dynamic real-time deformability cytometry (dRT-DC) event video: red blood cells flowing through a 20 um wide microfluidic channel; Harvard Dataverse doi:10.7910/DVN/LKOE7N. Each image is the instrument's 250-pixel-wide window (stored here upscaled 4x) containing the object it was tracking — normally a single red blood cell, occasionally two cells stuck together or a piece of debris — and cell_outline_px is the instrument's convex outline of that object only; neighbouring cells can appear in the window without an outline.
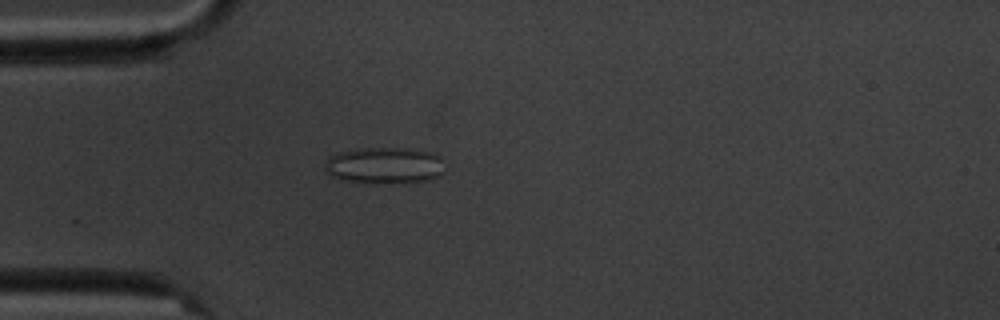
{"species": "common noctule bat (a hibernating species)", "species_latin": "Nyctalus noctula", "temperature_condition": "cold", "stored_images_in_passage": 5, "camera_frame_rate_fps": 3000, "um_per_image_px": 0.085, "animal": {"sex": "male", "body_mass_g": 20.1, "forearm_length_mm": 53.5}, "frame": {"image": 1, "passage_image": 5, "time_ms": 4.333, "image_size_px": [1000, 320], "cell_outline_px": [[444, 172], [440, 176], [428, 180], [408, 184], [396, 184], [340, 180], [332, 176], [324, 168], [324, 164], [328, 156], [336, 152], [368, 148], [412, 148], [436, 152], [444, 160]], "centroid_in_image_um": [32.76, 14.06], "position_along_channel_um": 52.2, "area_um2": 26.3}}